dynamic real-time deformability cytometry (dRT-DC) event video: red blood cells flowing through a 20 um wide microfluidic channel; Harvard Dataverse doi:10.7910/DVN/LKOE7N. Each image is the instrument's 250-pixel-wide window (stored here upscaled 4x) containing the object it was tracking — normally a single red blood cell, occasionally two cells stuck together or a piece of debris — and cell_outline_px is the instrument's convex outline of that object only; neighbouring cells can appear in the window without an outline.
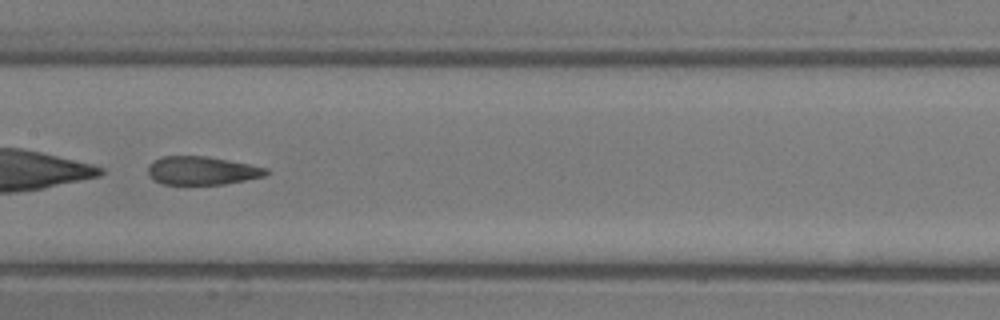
{"species": "common noctule bat (a hibernating species)", "species_latin": "Nyctalus noctula", "temperature_condition": "room temperature", "stored_images_in_passage": 30, "camera_frame_rate_fps": 3000, "um_per_image_px": 0.085, "animal": {"sex": "male", "body_mass_g": 13.3}, "frame": {"image": 1, "passage_image": 23, "time_ms": 7.333, "image_size_px": [1000, 320], "cell_outline_px": [[272, 172], [264, 176], [224, 184], [160, 184], [152, 180], [148, 172], [148, 164], [164, 156], [208, 156], [268, 168]], "centroid_in_image_um": [17.17, 14.5], "position_along_channel_um": 190.2, "area_um2": 19.54}}
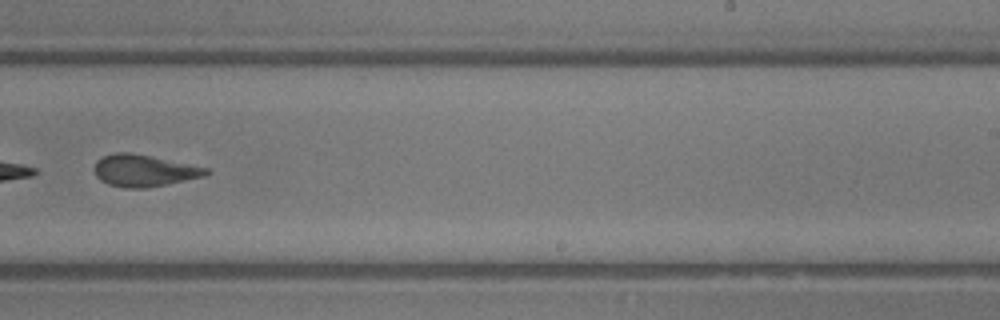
{"frame": {"image": 2, "passage_image": 29, "time_ms": 9.333, "image_size_px": [1000, 320], "cell_outline_px": [[212, 172], [204, 176], [168, 184], [144, 188], [124, 188], [108, 184], [100, 180], [96, 176], [96, 160], [104, 156], [116, 152], [128, 152], [208, 168]], "centroid_in_image_um": [12.24, 14.51], "position_along_channel_um": 276.8, "area_um2": 20.4}}